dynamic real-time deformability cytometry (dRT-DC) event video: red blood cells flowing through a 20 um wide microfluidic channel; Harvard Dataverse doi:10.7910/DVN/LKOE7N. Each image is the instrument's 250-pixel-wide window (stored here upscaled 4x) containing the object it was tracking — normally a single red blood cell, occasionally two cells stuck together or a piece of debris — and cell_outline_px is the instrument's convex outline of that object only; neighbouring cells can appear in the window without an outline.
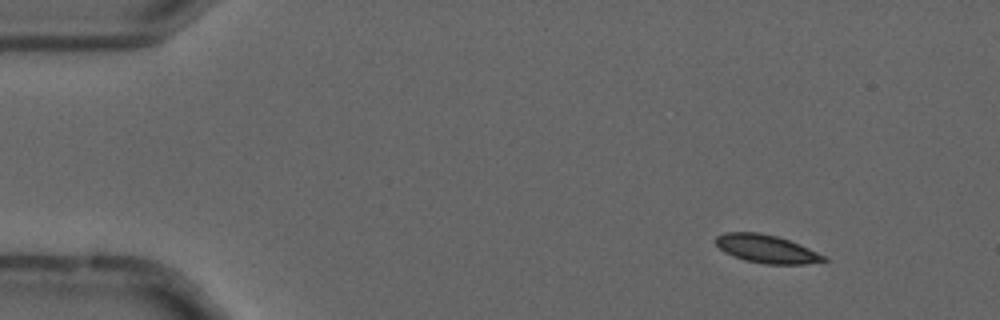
{"species": "common noctule bat (a hibernating species)", "species_latin": "Nyctalus noctula", "temperature_condition": "cold", "stored_images_in_passage": 4, "camera_frame_rate_fps": 3000, "um_per_image_px": 0.085, "animal": {"sex": "male", "forearm_length_mm": 52.5}, "frame": {"image": 1, "passage_image": 2, "time_ms": 0.333, "image_size_px": [1000, 320], "cell_outline_px": [[828, 260], [804, 264], [764, 264], [744, 260], [732, 256], [724, 252], [716, 244], [716, 236], [724, 232], [760, 232], [776, 236], [800, 244], [828, 256]], "centroid_in_image_um": [65.17, 21.16], "position_along_channel_um": 19.8, "area_um2": 17.86}}
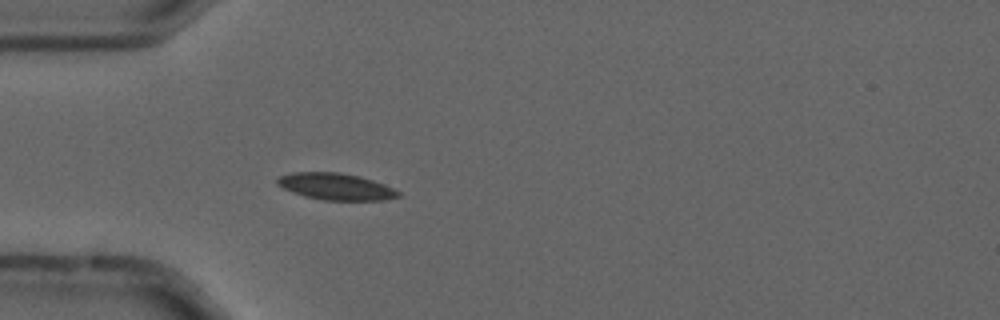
{"frame": {"image": 2, "passage_image": 4, "time_ms": 1.0, "image_size_px": [1000, 320], "cell_outline_px": [[400, 196], [384, 200], [324, 200], [304, 196], [292, 192], [276, 184], [276, 180], [280, 176], [292, 172], [340, 172], [360, 176], [384, 184], [400, 192]], "centroid_in_image_um": [28.53, 15.85], "position_along_channel_um": 56.5, "area_um2": 18.79}}